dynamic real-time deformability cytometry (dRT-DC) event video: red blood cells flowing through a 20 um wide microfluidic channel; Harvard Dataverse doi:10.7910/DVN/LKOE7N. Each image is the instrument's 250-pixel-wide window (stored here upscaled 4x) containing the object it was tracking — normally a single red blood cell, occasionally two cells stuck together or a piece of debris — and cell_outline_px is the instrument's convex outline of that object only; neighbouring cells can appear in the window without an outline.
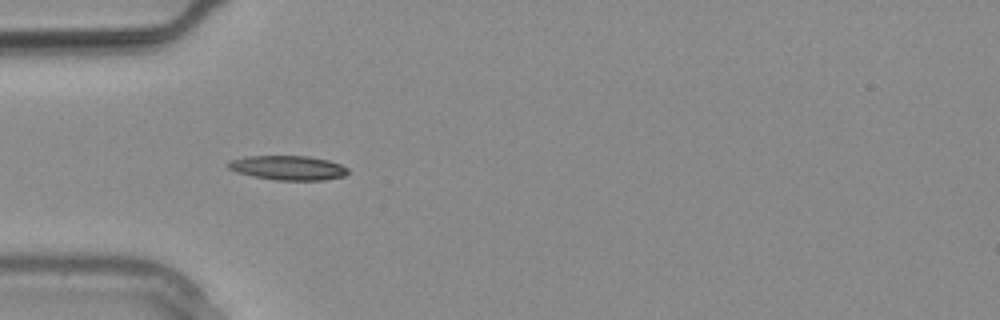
{"species": "common noctule bat (a hibernating species)", "species_latin": "Nyctalus noctula", "temperature_condition": "warm", "stored_images_in_passage": 23, "camera_frame_rate_fps": 3000, "um_per_image_px": 0.085, "animal": {"sex": "male", "body_mass_g": 20.4}, "frame": {"image": 1, "passage_image": 4, "time_ms": 1.0, "image_size_px": [1000, 320], "cell_outline_px": [[348, 172], [344, 176], [324, 180], [276, 180], [252, 176], [236, 172], [228, 168], [228, 160], [244, 156], [308, 156], [328, 160], [340, 164], [348, 168]], "centroid_in_image_um": [24.46, 14.26], "position_along_channel_um": 60.5, "area_um2": 17.11}}